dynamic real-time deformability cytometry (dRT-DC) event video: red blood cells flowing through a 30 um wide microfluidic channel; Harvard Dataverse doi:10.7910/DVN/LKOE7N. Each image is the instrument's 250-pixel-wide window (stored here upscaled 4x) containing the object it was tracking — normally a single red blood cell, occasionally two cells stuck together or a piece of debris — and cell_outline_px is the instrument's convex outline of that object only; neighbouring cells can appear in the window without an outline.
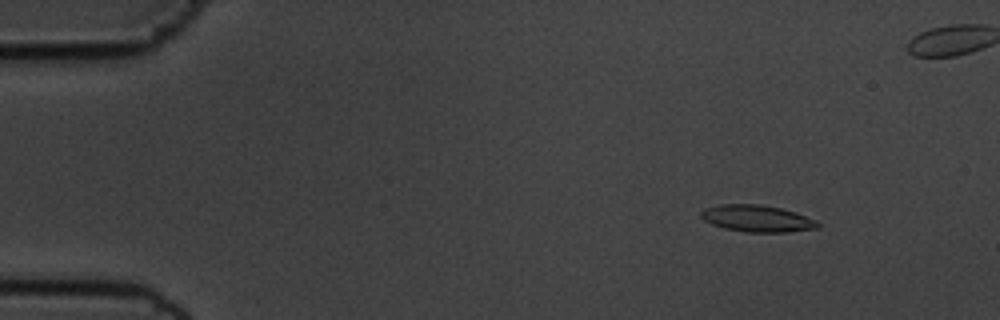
{"species": "common noctule bat (a hibernating species)", "species_latin": "Nyctalus noctula", "temperature_condition": "cold", "stored_images_in_passage": 57, "camera_frame_rate_fps": 3000, "um_per_image_px": 0.085, "animal": {"sex": "male", "body_mass_g": 19.5, "forearm_length_mm": 54.6}, "frame": {"image": 1, "passage_image": 7, "time_ms": 2.0, "image_size_px": [1000, 320], "cell_outline_px": [[820, 228], [788, 232], [744, 232], [724, 228], [712, 224], [704, 220], [700, 216], [700, 212], [704, 208], [720, 204], [760, 204], [780, 208], [796, 212], [816, 220], [820, 224]], "centroid_in_image_um": [64.36, 18.57], "position_along_channel_um": 20.6, "area_um2": 18.38}}
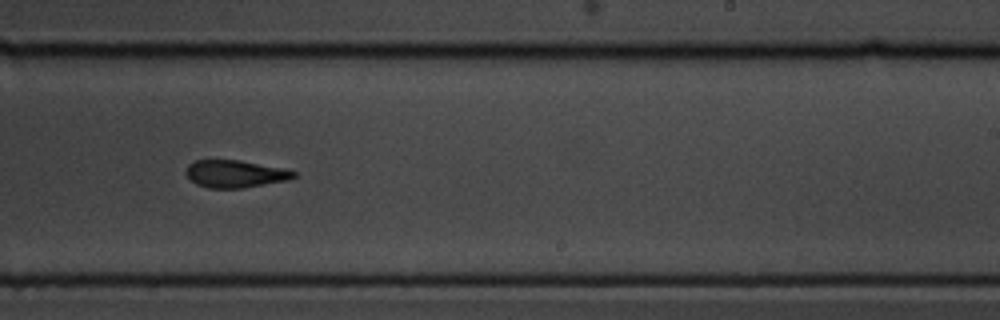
{"frame": {"image": 2, "passage_image": 35, "time_ms": 11.333, "image_size_px": [1000, 320], "cell_outline_px": [[296, 176], [288, 180], [244, 188], [208, 188], [196, 184], [184, 172], [188, 164], [196, 160], [240, 160], [284, 168], [296, 172]], "centroid_in_image_um": [19.99, 14.77], "position_along_channel_um": 269.0, "area_um2": 17.28}}
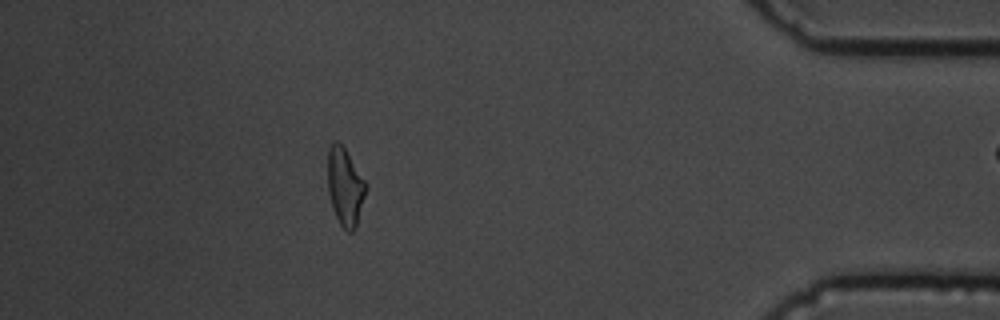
{"frame": {"image": 3, "passage_image": 50, "time_ms": 16.333, "image_size_px": [1000, 320], "cell_outline_px": [[368, 188], [356, 228], [352, 232], [348, 232], [340, 224], [332, 208], [328, 192], [328, 148], [332, 140], [336, 140], [344, 148], [368, 184]], "centroid_in_image_um": [29.35, 15.88], "position_along_channel_um": 405.9, "area_um2": 17.51}}